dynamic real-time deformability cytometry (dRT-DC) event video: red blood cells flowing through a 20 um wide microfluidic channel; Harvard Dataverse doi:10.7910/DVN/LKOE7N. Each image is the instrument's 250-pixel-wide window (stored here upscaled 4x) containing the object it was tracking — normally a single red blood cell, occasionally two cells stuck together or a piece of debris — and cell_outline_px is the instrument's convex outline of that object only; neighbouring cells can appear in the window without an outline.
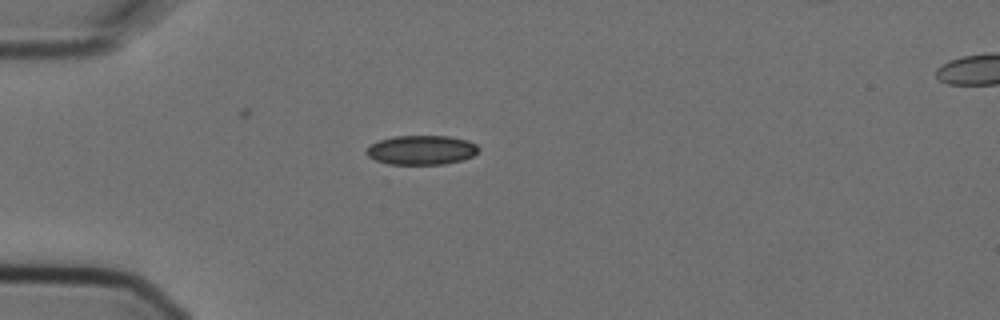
{"species": "Egyptian fruit bat (a non-hibernating species)", "species_latin": "Rousettus aegyptiacus", "temperature_condition": "cold", "stored_images_in_passage": 2, "segment_of_instrument_passage": [1, 2], "camera_frame_rate_fps": 3000, "um_per_image_px": 0.085, "animal": {"sex": "female"}, "frame": {"image": 1, "passage_image": 1, "time_ms": 0.0, "image_size_px": [1000, 320], "cell_outline_px": [[480, 148], [472, 156], [460, 160], [444, 164], [388, 164], [376, 160], [368, 156], [364, 152], [372, 144], [380, 140], [396, 136], [448, 136], [468, 140], [476, 144]], "centroid_in_image_um": [35.82, 12.75], "position_along_channel_um": 49.2, "area_um2": 19.02}}